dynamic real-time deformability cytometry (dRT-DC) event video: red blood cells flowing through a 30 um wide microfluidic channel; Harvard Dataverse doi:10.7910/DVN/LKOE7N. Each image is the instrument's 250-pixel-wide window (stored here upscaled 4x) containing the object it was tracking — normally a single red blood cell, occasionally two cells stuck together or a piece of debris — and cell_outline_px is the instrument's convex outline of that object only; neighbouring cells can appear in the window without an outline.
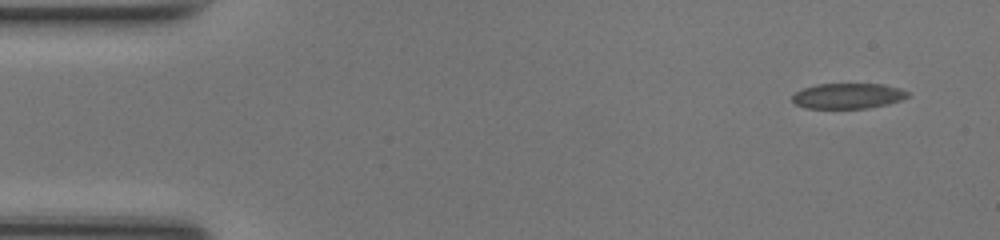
{"species": "common noctule bat (a hibernating species)", "species_latin": "Nyctalus noctula", "temperature_condition": "room temperature", "stored_images_in_passage": 47, "camera_frame_rate_fps": 3000, "um_per_image_px": 0.085, "animal": {"sex": "female", "body_mass_g": 17.0, "forearm_length_mm": 48.0}, "frame": {"image": 1, "passage_image": 1, "time_ms": 0.0, "image_size_px": [1000, 240], "cell_outline_px": [[912, 92], [908, 96], [900, 100], [888, 104], [868, 108], [804, 108], [796, 104], [792, 100], [792, 96], [796, 92], [804, 88], [816, 84], [884, 84], [900, 88]], "centroid_in_image_um": [72.1, 8.15], "position_along_channel_um": 12.9, "area_um2": 17.17}}
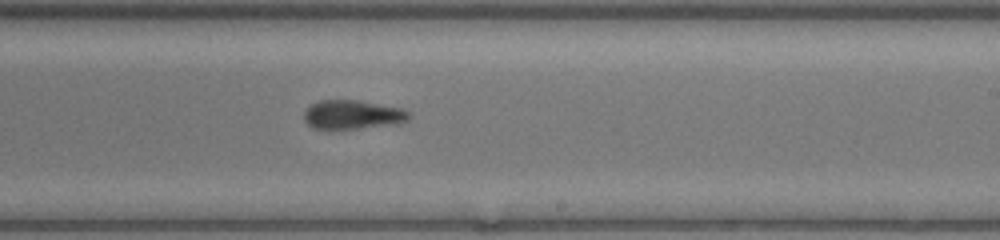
{"frame": {"image": 2, "passage_image": 27, "time_ms": 8.667, "image_size_px": [1000, 240], "cell_outline_px": [[408, 120], [356, 128], [312, 128], [304, 120], [304, 112], [312, 104], [320, 100], [356, 100], [404, 108], [408, 112]], "centroid_in_image_um": [29.9, 9.71], "position_along_channel_um": 259.1, "area_um2": 17.05}}
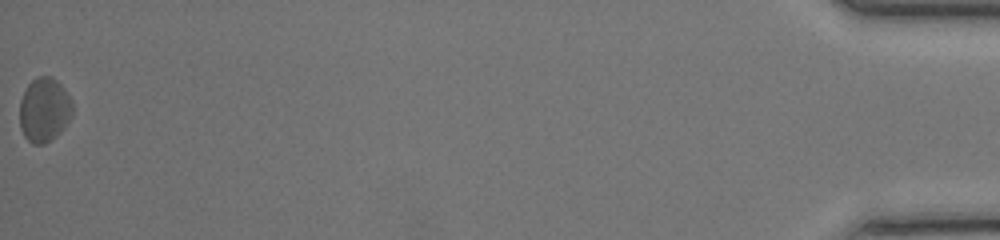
{"frame": {"image": 3, "passage_image": 47, "time_ms": 15.333, "image_size_px": [1000, 240], "cell_outline_px": [[72, 116], [60, 132], [56, 136], [44, 144], [32, 144], [24, 136], [20, 128], [20, 100], [28, 84], [32, 80], [40, 76], [52, 76], [64, 88], [72, 100]], "centroid_in_image_um": [3.76, 9.34], "position_along_channel_um": 431.4, "area_um2": 19.83}, "authors_computed_cell_mechanics": {"area_um2": 18.3226, "velocity_mm_per_s": 4.2159, "shape_relaxation_time_tau1_ms": 4.7472, "shape_relaxation_time_tau2_ms": 2.371, "deformation_change_tau1": 0.0742, "deformation_change_tau2": 0.0802}}